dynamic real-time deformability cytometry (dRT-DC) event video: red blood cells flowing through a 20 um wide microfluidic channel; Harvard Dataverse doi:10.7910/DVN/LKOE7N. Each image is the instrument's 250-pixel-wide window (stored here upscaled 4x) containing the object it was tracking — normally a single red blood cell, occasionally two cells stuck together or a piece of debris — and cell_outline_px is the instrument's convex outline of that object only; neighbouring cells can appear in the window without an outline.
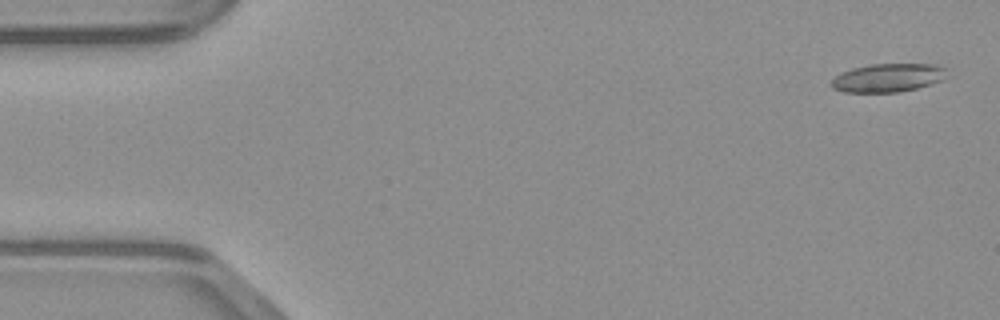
{"species": "common noctule bat (a hibernating species)", "species_latin": "Nyctalus noctula", "temperature_condition": "warm", "stored_images_in_passage": 49, "segment_of_instrument_passage": [1, 2], "camera_frame_rate_fps": 3000, "um_per_image_px": 0.085, "animal": {"sex": "male", "body_mass_g": 23.1, "forearm_length_mm": 52.7}, "frame": {"image": 1, "passage_image": 2, "time_ms": 0.333, "image_size_px": [1000, 320], "cell_outline_px": [[948, 68], [944, 80], [916, 88], [896, 92], [844, 92], [832, 88], [832, 80], [836, 76], [852, 68], [872, 64], [936, 64]], "centroid_in_image_um": [75.53, 6.6], "position_along_channel_um": 9.5, "area_um2": 19.07}}
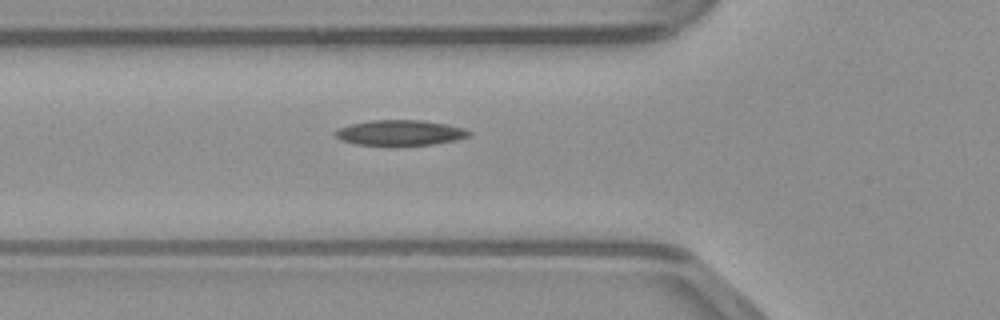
{"frame": {"image": 2, "passage_image": 17, "time_ms": 5.333, "image_size_px": [1000, 320], "cell_outline_px": [[472, 132], [468, 136], [456, 140], [432, 144], [356, 144], [340, 140], [332, 132], [336, 128], [348, 124], [368, 120], [420, 120], [444, 124], [464, 128]], "centroid_in_image_um": [33.93, 11.26], "position_along_channel_um": 91.9, "area_um2": 19.54}}
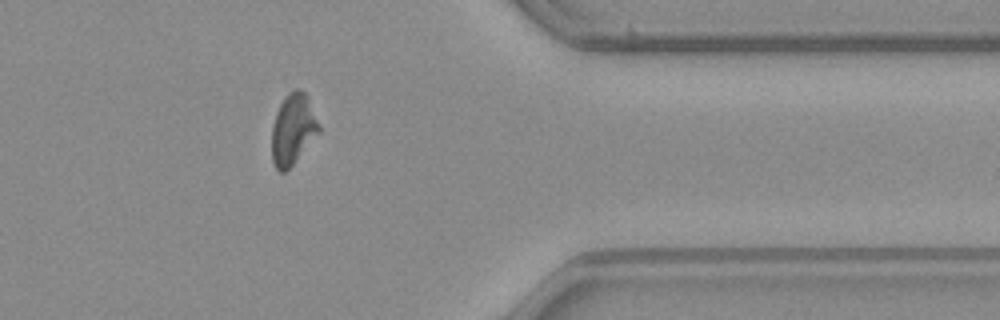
{"frame": {"image": 3, "passage_image": 39, "time_ms": 12.667, "image_size_px": [1000, 320], "cell_outline_px": [[320, 132], [292, 164], [284, 172], [280, 172], [276, 168], [272, 160], [272, 124], [276, 112], [284, 96], [288, 92], [296, 88], [304, 92], [308, 96], [320, 124]], "centroid_in_image_um": [24.91, 10.95], "position_along_channel_um": 386.5, "area_um2": 19.48}}